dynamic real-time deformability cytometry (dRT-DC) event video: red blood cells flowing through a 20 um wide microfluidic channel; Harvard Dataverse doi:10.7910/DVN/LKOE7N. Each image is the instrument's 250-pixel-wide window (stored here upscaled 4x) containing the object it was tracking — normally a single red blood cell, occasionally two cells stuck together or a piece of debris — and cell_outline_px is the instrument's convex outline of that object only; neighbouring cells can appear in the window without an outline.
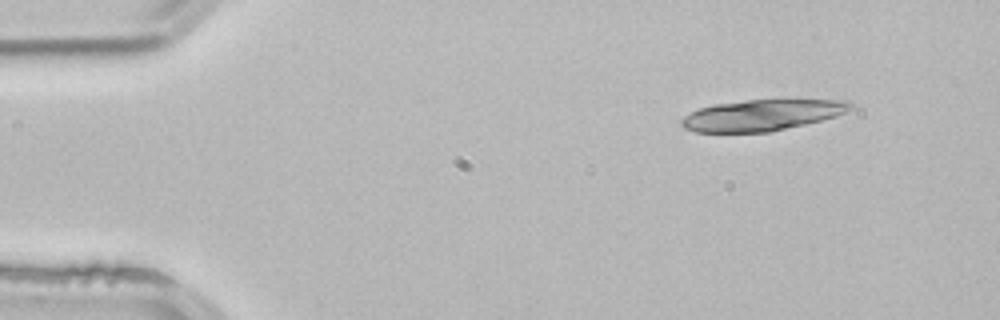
{"species": "common noctule bat (a hibernating species)", "species_latin": "Nyctalus noctula", "temperature_condition": "room temperature", "stored_images_in_passage": 3, "camera_frame_rate_fps": 3000, "um_per_image_px": 0.085, "animal": {"sex": "male", "body_mass_g": 21.5, "forearm_length_mm": 52.0}, "frame": {"image": 1, "passage_image": 1, "time_ms": 0.0, "image_size_px": [1000, 320], "cell_outline_px": [[856, 108], [836, 116], [804, 124], [768, 132], [696, 132], [684, 128], [680, 124], [680, 120], [684, 116], [700, 108], [716, 104], [748, 100], [848, 100]], "centroid_in_image_um": [64.78, 9.79], "position_along_channel_um": 20.2, "area_um2": 30.35}}
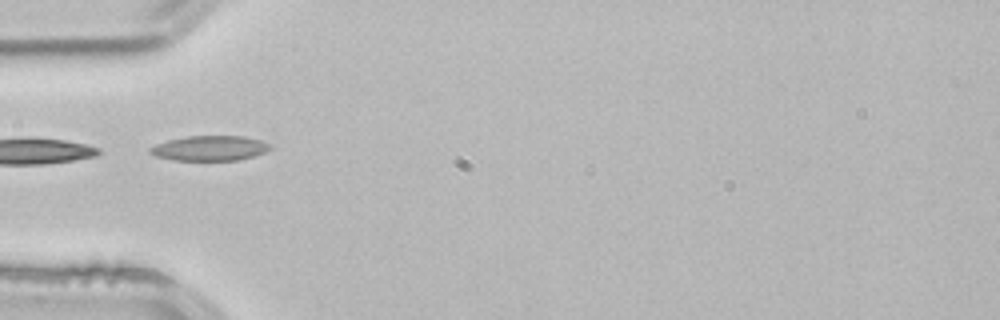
{"frame": {"image": 2, "passage_image": 3, "time_ms": 0.667, "image_size_px": [1000, 320], "cell_outline_px": [[272, 148], [264, 152], [252, 156], [236, 160], [172, 160], [156, 156], [148, 152], [148, 148], [156, 144], [168, 140], [188, 136], [244, 136], [260, 140], [268, 144]], "centroid_in_image_um": [17.78, 12.59], "position_along_channel_um": 67.2, "area_um2": 17.34}}